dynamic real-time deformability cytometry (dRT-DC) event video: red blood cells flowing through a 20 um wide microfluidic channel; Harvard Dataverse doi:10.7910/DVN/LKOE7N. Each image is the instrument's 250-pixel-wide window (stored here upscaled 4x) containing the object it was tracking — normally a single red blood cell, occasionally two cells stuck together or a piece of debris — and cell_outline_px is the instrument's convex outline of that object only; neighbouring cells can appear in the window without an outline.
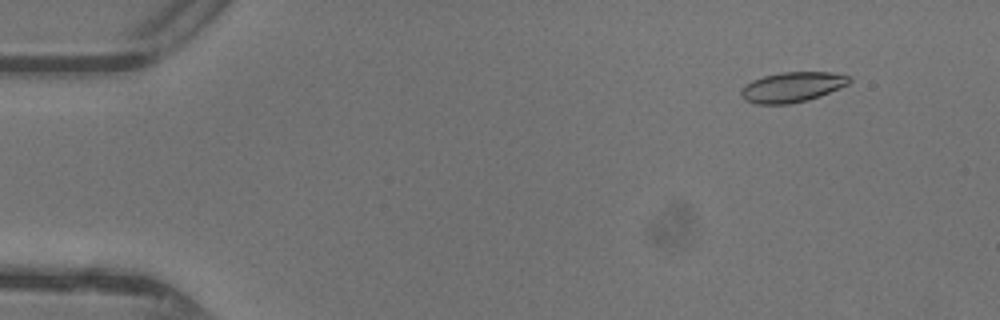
{"species": "common noctule bat (a hibernating species)", "species_latin": "Nyctalus noctula", "temperature_condition": "warm", "stored_images_in_passage": 47, "camera_frame_rate_fps": 3000, "um_per_image_px": 0.085, "animal": {"sex": "female"}, "frame": {"image": 1, "passage_image": 5, "time_ms": 1.333, "image_size_px": [1000, 320], "cell_outline_px": [[852, 80], [848, 84], [840, 88], [820, 96], [808, 100], [788, 104], [756, 104], [744, 100], [740, 96], [740, 88], [752, 80], [764, 76], [780, 72], [832, 72], [848, 76]], "centroid_in_image_um": [67.3, 7.4], "position_along_channel_um": 17.7, "area_um2": 19.13}}
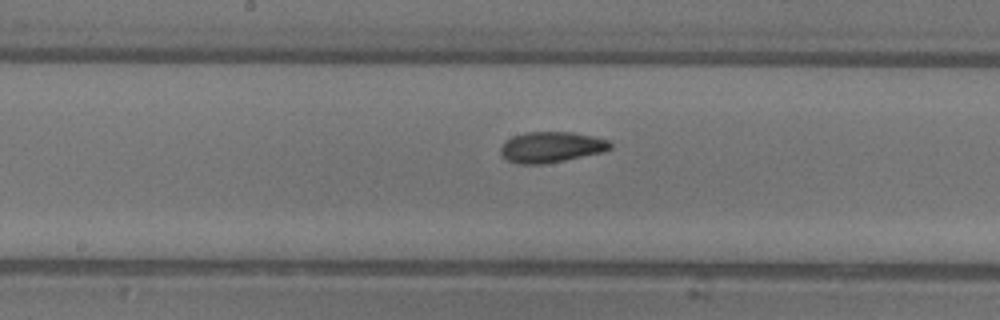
{"frame": {"image": 2, "passage_image": 25, "time_ms": 8.0, "image_size_px": [1000, 320], "cell_outline_px": [[612, 148], [604, 152], [544, 164], [516, 164], [508, 160], [500, 152], [500, 148], [504, 140], [512, 136], [524, 132], [572, 132], [592, 136], [608, 140], [612, 144]], "centroid_in_image_um": [46.84, 12.5], "position_along_channel_um": 201.4, "area_um2": 19.77}}
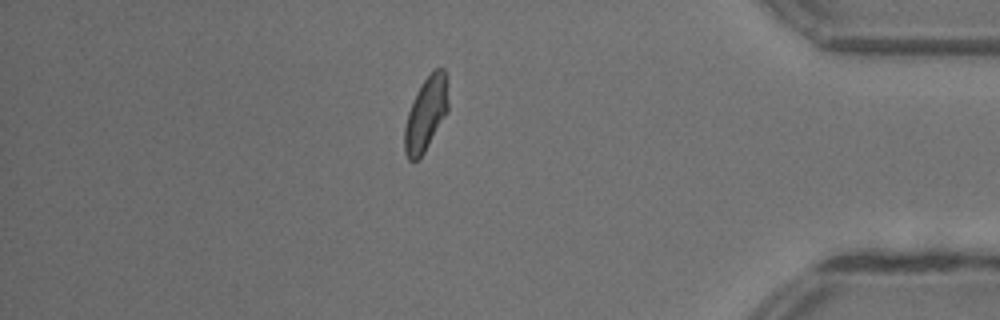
{"frame": {"image": 3, "passage_image": 41, "time_ms": 13.333, "image_size_px": [1000, 320], "cell_outline_px": [[448, 108], [424, 152], [416, 160], [408, 160], [404, 152], [404, 128], [408, 112], [412, 100], [416, 92], [424, 80], [436, 68], [444, 68], [448, 76]], "centroid_in_image_um": [36.2, 9.63], "position_along_channel_um": 399.0, "area_um2": 18.61}, "authors_computed_cell_mechanics": {"area_um2": 19.074, "velocity_mm_per_s": 4.3943, "shape_relaxation_time_tau1_ms": 3.5148, "shape_relaxation_time_tau2_ms": 1.9986, "deformation_change_tau1": 0.1561, "deformation_change_tau2": 0.0813}}